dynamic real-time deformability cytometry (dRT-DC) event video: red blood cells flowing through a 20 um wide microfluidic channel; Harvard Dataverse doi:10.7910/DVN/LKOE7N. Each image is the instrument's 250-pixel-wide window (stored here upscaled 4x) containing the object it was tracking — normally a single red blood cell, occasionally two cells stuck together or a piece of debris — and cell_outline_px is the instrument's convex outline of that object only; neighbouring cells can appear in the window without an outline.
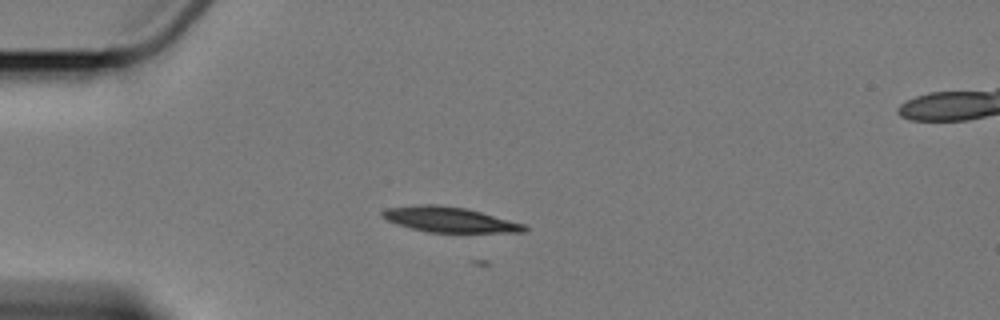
{"species": "Egyptian fruit bat (a non-hibernating species)", "species_latin": "Rousettus aegyptiacus", "temperature_condition": "cold", "stored_images_in_passage": 4, "camera_frame_rate_fps": 3000, "um_per_image_px": 0.085, "animal": {"sex": "female"}, "frame": {"image": 1, "passage_image": 2, "time_ms": 1.333, "image_size_px": [1000, 320], "cell_outline_px": [[528, 228], [524, 232], [428, 232], [412, 228], [388, 220], [380, 212], [388, 208], [420, 204], [436, 204], [464, 208], [480, 212], [524, 224]], "centroid_in_image_um": [38.21, 18.66], "position_along_channel_um": 46.8, "area_um2": 20.35}}